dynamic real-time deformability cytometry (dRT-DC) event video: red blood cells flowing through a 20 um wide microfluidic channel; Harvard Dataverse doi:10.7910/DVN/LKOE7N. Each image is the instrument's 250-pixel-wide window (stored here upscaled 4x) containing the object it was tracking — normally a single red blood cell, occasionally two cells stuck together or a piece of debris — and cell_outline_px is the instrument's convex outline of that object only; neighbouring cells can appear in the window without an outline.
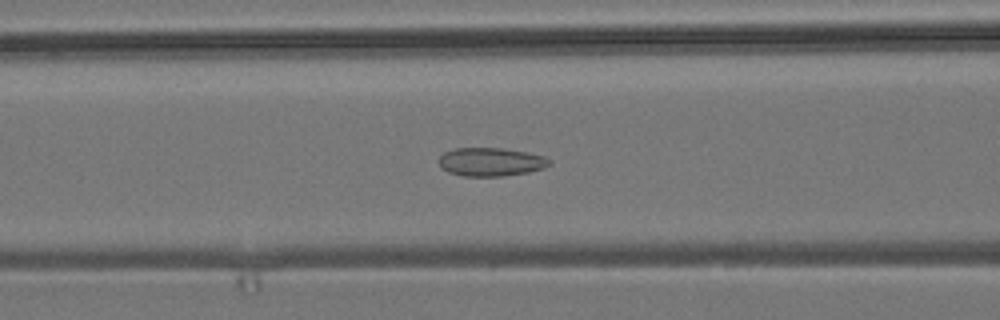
{"species": "common noctule bat (a hibernating species)", "species_latin": "Nyctalus noctula", "temperature_condition": "room temperature", "stored_images_in_passage": 53, "camera_frame_rate_fps": 3000, "um_per_image_px": 0.085, "animal": {"sex": "male", "body_mass_g": 19.2, "forearm_length_mm": 51.8}, "frame": {"image": 1, "passage_image": 21, "time_ms": 6.667, "image_size_px": [1000, 320], "cell_outline_px": [[552, 164], [544, 168], [528, 172], [504, 176], [464, 176], [448, 172], [440, 168], [440, 156], [444, 152], [456, 148], [500, 148], [524, 152], [544, 156]], "centroid_in_image_um": [41.7, 13.77], "position_along_channel_um": 124.9, "area_um2": 18.21}}
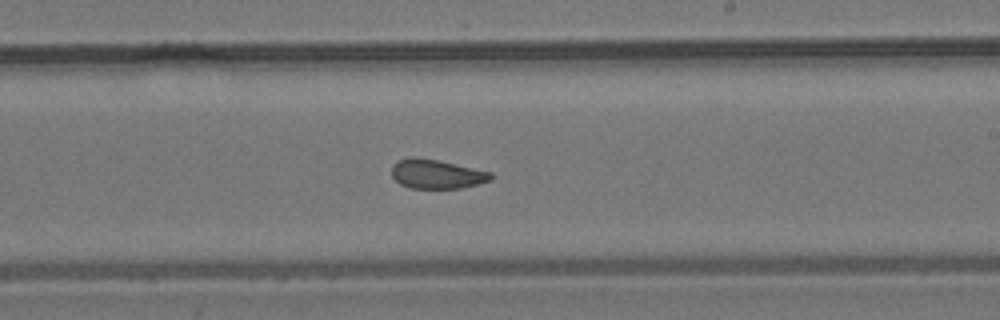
{"frame": {"image": 2, "passage_image": 31, "time_ms": 10.0, "image_size_px": [1000, 320], "cell_outline_px": [[492, 180], [460, 188], [412, 188], [400, 184], [392, 176], [392, 164], [396, 160], [412, 156], [416, 156], [436, 160], [492, 172]], "centroid_in_image_um": [37.07, 14.78], "position_along_channel_um": 251.9, "area_um2": 16.82}}
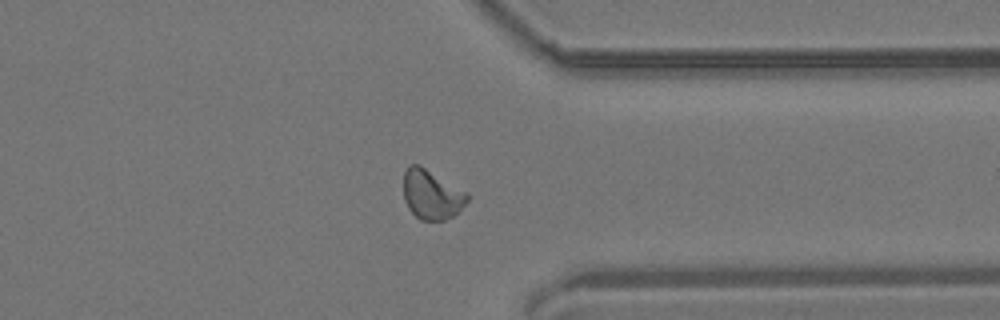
{"frame": {"image": 3, "passage_image": 41, "time_ms": 13.333, "image_size_px": [1000, 320], "cell_outline_px": [[468, 200], [452, 216], [444, 220], [420, 220], [408, 208], [404, 200], [404, 172], [408, 164], [420, 164], [468, 192]], "centroid_in_image_um": [36.67, 16.5], "position_along_channel_um": 374.7, "area_um2": 18.44}, "authors_computed_cell_mechanics": {"area_um2": 18.0914, "velocity_mm_per_s": 3.8171, "shape_relaxation_time_tau1_ms": null, "shape_relaxation_time_tau2_ms": 1.2726, "deformation_change_tau1": null, "deformation_change_tau2": 0.0804}}